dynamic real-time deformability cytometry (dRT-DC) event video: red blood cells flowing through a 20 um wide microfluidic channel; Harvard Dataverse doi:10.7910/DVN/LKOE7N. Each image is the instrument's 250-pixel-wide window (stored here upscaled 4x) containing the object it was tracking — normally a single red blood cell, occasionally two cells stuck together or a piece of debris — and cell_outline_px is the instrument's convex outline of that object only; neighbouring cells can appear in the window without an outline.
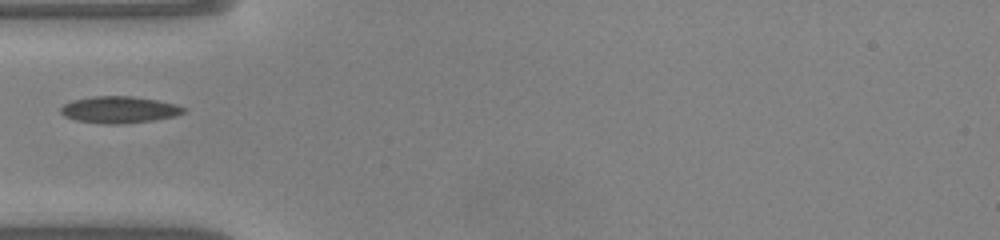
{"species": "common noctule bat (a hibernating species)", "species_latin": "Nyctalus noctula", "temperature_condition": "warm", "stored_images_in_passage": 34, "camera_frame_rate_fps": 3000, "um_per_image_px": 0.085, "animal": {"sex": "male", "body_mass_g": 20.0, "forearm_length_mm": 53.3}, "frame": {"image": 1, "passage_image": 1, "time_ms": 0.0, "image_size_px": [1000, 240], "cell_outline_px": [[188, 112], [176, 116], [152, 120], [116, 124], [104, 124], [76, 120], [64, 116], [60, 112], [60, 108], [64, 104], [72, 100], [92, 96], [132, 96], [156, 100], [176, 104], [188, 108]], "centroid_in_image_um": [10.16, 9.32], "position_along_channel_um": 74.8, "area_um2": 19.25}}
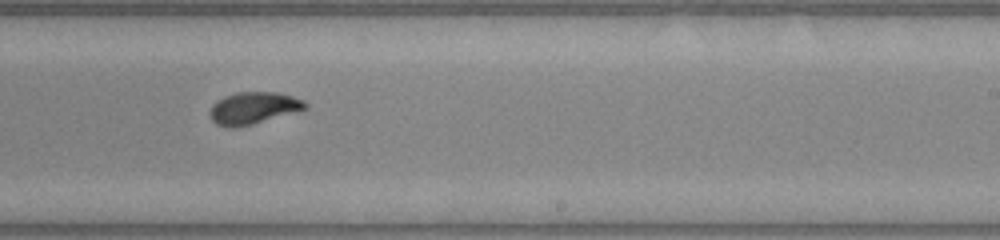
{"frame": {"image": 2, "passage_image": 15, "time_ms": 4.667, "image_size_px": [1000, 240], "cell_outline_px": [[308, 108], [252, 124], [236, 128], [228, 128], [216, 124], [212, 120], [212, 104], [216, 100], [224, 96], [236, 92], [276, 92], [292, 96], [304, 100], [308, 104]], "centroid_in_image_um": [21.54, 9.18], "position_along_channel_um": 267.5, "area_um2": 17.69}}
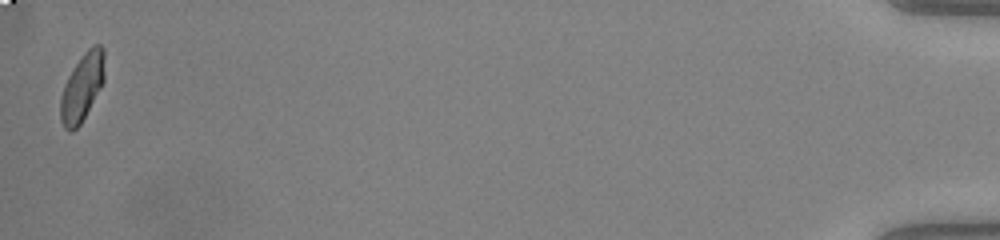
{"frame": {"image": 3, "passage_image": 34, "time_ms": 11.0, "image_size_px": [1000, 240], "cell_outline_px": [[104, 80], [100, 88], [80, 124], [72, 132], [68, 132], [64, 128], [60, 120], [60, 96], [64, 84], [68, 76], [84, 52], [92, 44], [100, 44], [104, 48]], "centroid_in_image_um": [6.96, 7.41], "position_along_channel_um": 428.2, "area_um2": 17.34}}